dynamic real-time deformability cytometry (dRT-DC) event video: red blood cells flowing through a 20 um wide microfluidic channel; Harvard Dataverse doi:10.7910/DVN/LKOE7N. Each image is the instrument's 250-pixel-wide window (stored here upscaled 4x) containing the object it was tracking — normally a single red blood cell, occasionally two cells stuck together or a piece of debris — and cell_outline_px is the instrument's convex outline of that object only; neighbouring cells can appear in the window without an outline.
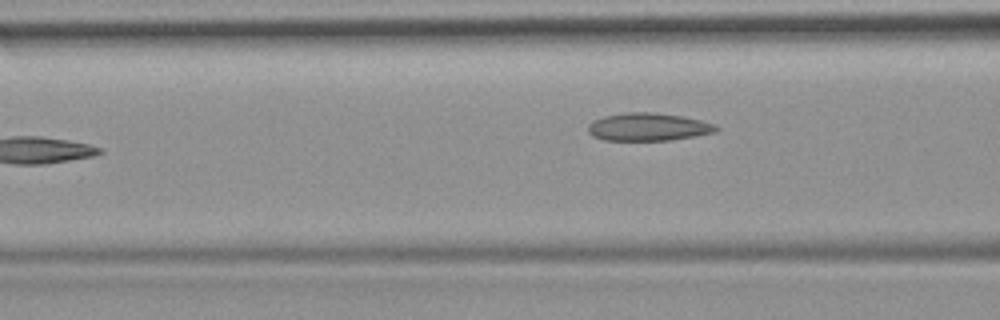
{"species": "common noctule bat (a hibernating species)", "species_latin": "Nyctalus noctula", "temperature_condition": "room temperature", "stored_images_in_passage": 9, "camera_frame_rate_fps": 3000, "um_per_image_px": 0.085, "animal": {"sex": "female", "body_mass_g": 19.9}, "frame": {"image": 1, "passage_image": 6, "time_ms": 5.667, "image_size_px": [1000, 320], "cell_outline_px": [[720, 128], [716, 132], [668, 140], [604, 140], [592, 136], [588, 132], [588, 124], [592, 120], [604, 116], [624, 112], [656, 112], [680, 116], [700, 120], [716, 124]], "centroid_in_image_um": [55.07, 10.78], "position_along_channel_um": 111.5, "area_um2": 20.81}}
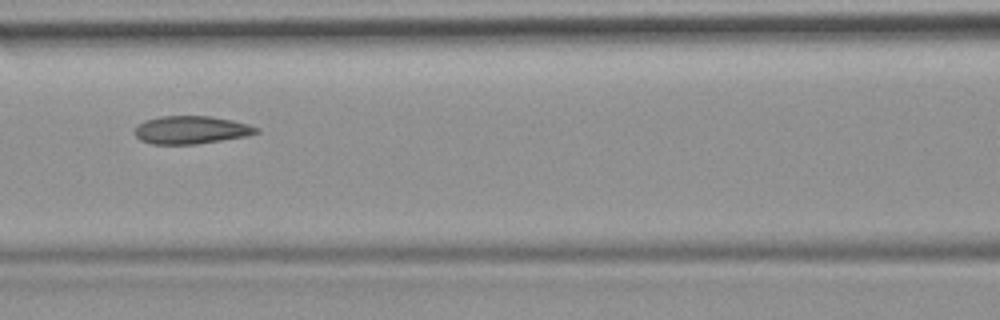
{"frame": {"image": 2, "passage_image": 7, "time_ms": 6.667, "image_size_px": [1000, 320], "cell_outline_px": [[260, 132], [248, 136], [196, 144], [152, 144], [140, 140], [132, 132], [144, 120], [160, 116], [212, 116], [232, 120], [248, 124], [260, 128]], "centroid_in_image_um": [16.26, 11.04], "position_along_channel_um": 150.3, "area_um2": 19.94}}